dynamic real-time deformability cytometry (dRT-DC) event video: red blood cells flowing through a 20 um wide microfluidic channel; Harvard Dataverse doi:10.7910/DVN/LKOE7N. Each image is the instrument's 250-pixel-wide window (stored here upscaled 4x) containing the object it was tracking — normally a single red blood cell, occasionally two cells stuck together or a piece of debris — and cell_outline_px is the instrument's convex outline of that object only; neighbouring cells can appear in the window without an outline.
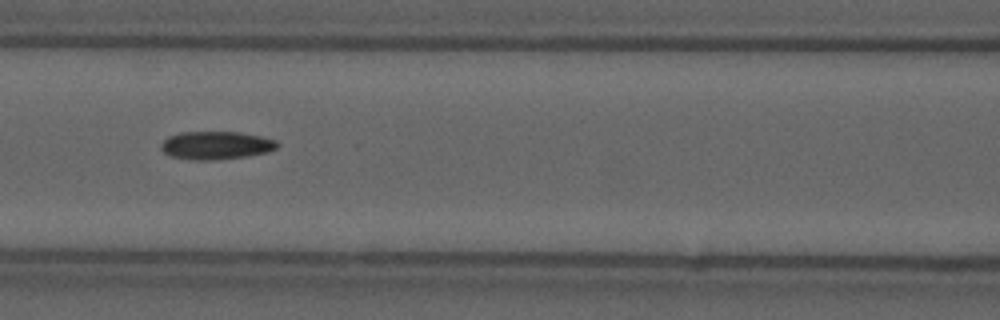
{"species": "common noctule bat (a hibernating species)", "species_latin": "Nyctalus noctula", "temperature_condition": "cold", "stored_images_in_passage": 23, "camera_frame_rate_fps": 3000, "um_per_image_px": 0.085, "animal": {"sex": "male", "forearm_length_mm": 52.5}, "frame": {"image": 1, "passage_image": 23, "time_ms": 7.333, "image_size_px": [1000, 320], "cell_outline_px": [[280, 144], [276, 148], [264, 152], [248, 156], [216, 160], [192, 160], [172, 156], [164, 152], [160, 148], [160, 144], [168, 136], [180, 132], [240, 132], [260, 136], [276, 140]], "centroid_in_image_um": [18.34, 12.35], "position_along_channel_um": 148.3, "area_um2": 19.02}}